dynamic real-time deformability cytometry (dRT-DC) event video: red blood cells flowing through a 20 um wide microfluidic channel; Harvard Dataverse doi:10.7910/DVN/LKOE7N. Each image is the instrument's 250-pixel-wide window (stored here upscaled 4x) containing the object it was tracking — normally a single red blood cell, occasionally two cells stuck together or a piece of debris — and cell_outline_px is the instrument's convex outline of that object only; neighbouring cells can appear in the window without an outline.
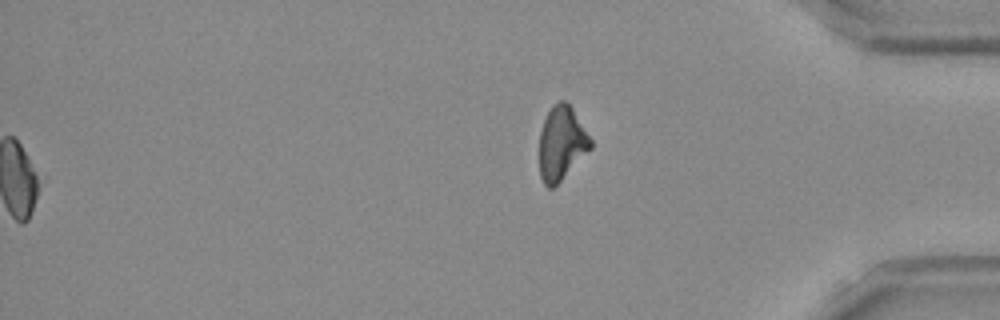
{"species": "Egyptian fruit bat (a non-hibernating species)", "species_latin": "Rousettus aegyptiacus", "temperature_condition": "room temperature", "stored_images_in_passage": 53, "segment_of_instrument_passage": [2, 2], "camera_frame_rate_fps": 3000, "um_per_image_px": 0.085, "frame": {"image": 1, "passage_image": 53, "time_ms": 17.333, "image_size_px": [1000, 320], "cell_outline_px": [[592, 148], [552, 188], [548, 188], [544, 184], [540, 176], [540, 132], [544, 120], [552, 104], [560, 100], [564, 100], [572, 108], [592, 140]], "centroid_in_image_um": [47.73, 12.16], "position_along_channel_um": 387.5, "area_um2": 21.73}}